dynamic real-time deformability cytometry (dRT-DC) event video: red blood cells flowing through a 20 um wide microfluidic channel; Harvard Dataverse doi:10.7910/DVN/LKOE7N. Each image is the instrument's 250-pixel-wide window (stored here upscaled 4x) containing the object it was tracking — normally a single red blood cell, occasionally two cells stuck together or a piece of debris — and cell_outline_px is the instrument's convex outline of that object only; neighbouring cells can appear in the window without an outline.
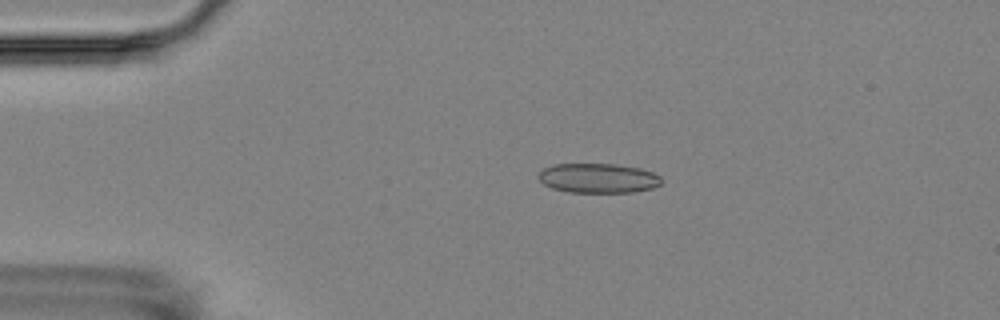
{"species": "Egyptian fruit bat (a non-hibernating species)", "species_latin": "Rousettus aegyptiacus", "temperature_condition": "room temperature", "stored_images_in_passage": 2, "camera_frame_rate_fps": 3000, "um_per_image_px": 0.085, "animal": {"sex": "female"}, "frame": {"image": 1, "passage_image": 1, "time_ms": 0.0, "image_size_px": [1000, 320], "cell_outline_px": [[664, 180], [660, 184], [652, 188], [636, 192], [568, 192], [552, 188], [544, 184], [536, 176], [544, 168], [552, 164], [616, 164], [640, 168], [652, 172], [660, 176]], "centroid_in_image_um": [50.85, 15.14], "position_along_channel_um": 34.1, "area_um2": 21.33}}